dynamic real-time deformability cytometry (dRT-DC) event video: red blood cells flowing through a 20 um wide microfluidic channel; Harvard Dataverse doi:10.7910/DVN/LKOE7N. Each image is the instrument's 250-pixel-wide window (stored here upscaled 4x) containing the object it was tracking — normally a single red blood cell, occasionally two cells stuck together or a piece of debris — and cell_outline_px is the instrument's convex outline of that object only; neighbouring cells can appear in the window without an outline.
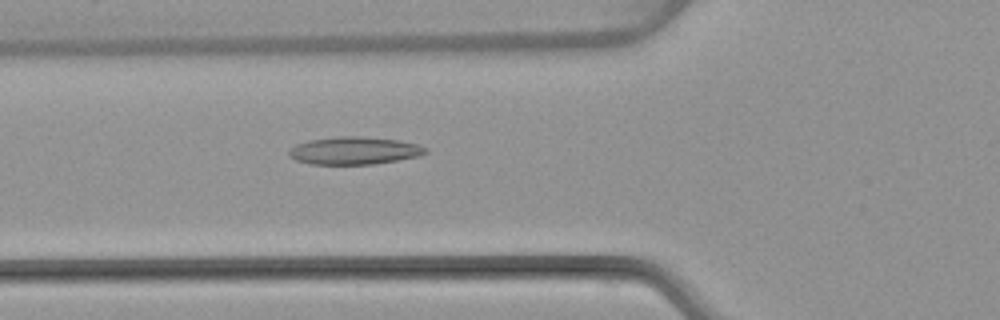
{"species": "common noctule bat (a hibernating species)", "species_latin": "Nyctalus noctula", "temperature_condition": "warm", "stored_images_in_passage": 51, "camera_frame_rate_fps": 3000, "um_per_image_px": 0.085, "animal": {"sex": "female", "body_mass_g": 22.7, "forearm_length_mm": 54.2}, "frame": {"image": 1, "passage_image": 19, "time_ms": 6.0, "image_size_px": [1000, 320], "cell_outline_px": [[428, 152], [420, 156], [372, 164], [312, 164], [296, 160], [288, 156], [288, 152], [296, 144], [308, 140], [336, 136], [360, 136], [400, 140], [416, 144], [428, 148]], "centroid_in_image_um": [30.11, 12.79], "position_along_channel_um": 95.7, "area_um2": 22.02}}
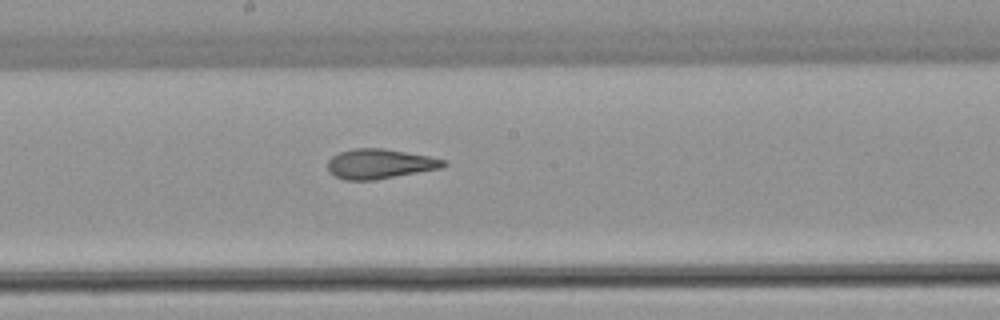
{"frame": {"image": 2, "passage_image": 28, "time_ms": 9.0, "image_size_px": [1000, 320], "cell_outline_px": [[448, 164], [444, 168], [376, 180], [344, 180], [328, 172], [328, 160], [332, 156], [340, 152], [352, 148], [384, 148], [428, 156], [448, 160]], "centroid_in_image_um": [32.32, 13.93], "position_along_channel_um": 215.9, "area_um2": 20.4}}
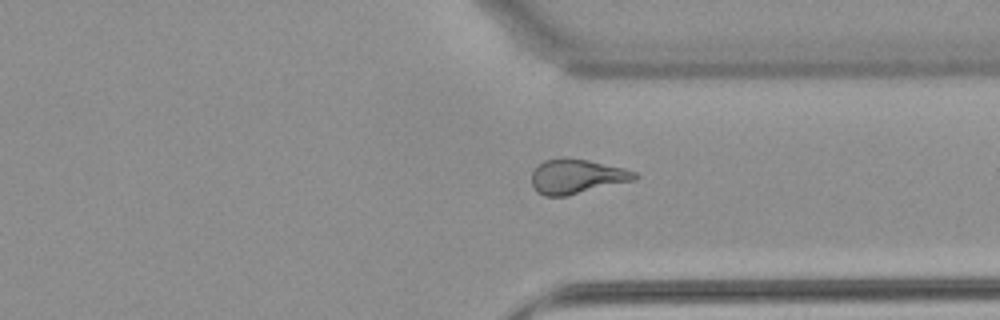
{"frame": {"image": 3, "passage_image": 39, "time_ms": 12.667, "image_size_px": [1000, 320], "cell_outline_px": [[640, 176], [636, 180], [568, 196], [544, 196], [536, 192], [532, 184], [532, 172], [544, 160], [560, 156], [588, 160], [624, 168], [636, 172]], "centroid_in_image_um": [49.04, 15.0], "position_along_channel_um": 362.4, "area_um2": 21.1}, "authors_computed_cell_mechanics": {"area_um2": 21.097, "velocity_mm_per_s": 3.9949, "shape_relaxation_time_tau1_ms": null, "shape_relaxation_time_tau2_ms": 2.0284, "deformation_change_tau1": null, "deformation_change_tau2": 0.1065}}